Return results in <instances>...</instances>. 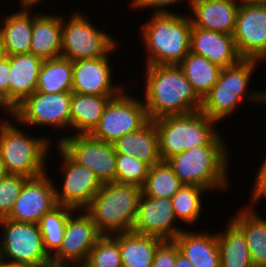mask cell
<instances>
[{"label":"cell","mask_w":266,"mask_h":267,"mask_svg":"<svg viewBox=\"0 0 266 267\" xmlns=\"http://www.w3.org/2000/svg\"><path fill=\"white\" fill-rule=\"evenodd\" d=\"M143 69V103L149 120L199 111L202 98L178 65H147ZM145 76V77H144Z\"/></svg>","instance_id":"1"},{"label":"cell","mask_w":266,"mask_h":267,"mask_svg":"<svg viewBox=\"0 0 266 267\" xmlns=\"http://www.w3.org/2000/svg\"><path fill=\"white\" fill-rule=\"evenodd\" d=\"M174 11L151 13V17L139 27L140 42L146 50V66L178 65L190 52V17Z\"/></svg>","instance_id":"2"},{"label":"cell","mask_w":266,"mask_h":267,"mask_svg":"<svg viewBox=\"0 0 266 267\" xmlns=\"http://www.w3.org/2000/svg\"><path fill=\"white\" fill-rule=\"evenodd\" d=\"M263 63L255 59H242L237 64L221 69L218 81L202 98L200 111L217 123L236 113L244 99L248 103L266 105V89L250 91V82ZM249 89V90H248ZM233 114V115H232Z\"/></svg>","instance_id":"3"},{"label":"cell","mask_w":266,"mask_h":267,"mask_svg":"<svg viewBox=\"0 0 266 267\" xmlns=\"http://www.w3.org/2000/svg\"><path fill=\"white\" fill-rule=\"evenodd\" d=\"M2 118L0 117V154L8 174L35 178L47 173V158L54 147L51 138L31 136V133L22 130L26 127H22L15 118L13 121L8 120V117Z\"/></svg>","instance_id":"4"},{"label":"cell","mask_w":266,"mask_h":267,"mask_svg":"<svg viewBox=\"0 0 266 267\" xmlns=\"http://www.w3.org/2000/svg\"><path fill=\"white\" fill-rule=\"evenodd\" d=\"M161 161L203 145H227L217 122L199 111L154 120Z\"/></svg>","instance_id":"5"},{"label":"cell","mask_w":266,"mask_h":267,"mask_svg":"<svg viewBox=\"0 0 266 267\" xmlns=\"http://www.w3.org/2000/svg\"><path fill=\"white\" fill-rule=\"evenodd\" d=\"M228 149V145L198 146L169 158L167 162L183 185L201 186L211 193L215 190L223 192L230 185L231 153Z\"/></svg>","instance_id":"6"},{"label":"cell","mask_w":266,"mask_h":267,"mask_svg":"<svg viewBox=\"0 0 266 267\" xmlns=\"http://www.w3.org/2000/svg\"><path fill=\"white\" fill-rule=\"evenodd\" d=\"M141 194L140 186L105 183L84 211L101 235L132 231Z\"/></svg>","instance_id":"7"},{"label":"cell","mask_w":266,"mask_h":267,"mask_svg":"<svg viewBox=\"0 0 266 267\" xmlns=\"http://www.w3.org/2000/svg\"><path fill=\"white\" fill-rule=\"evenodd\" d=\"M62 16V50L61 56L75 62L83 59H96L108 56L118 42L98 26L93 24L89 15L75 10L69 15ZM92 21V22H91Z\"/></svg>","instance_id":"8"},{"label":"cell","mask_w":266,"mask_h":267,"mask_svg":"<svg viewBox=\"0 0 266 267\" xmlns=\"http://www.w3.org/2000/svg\"><path fill=\"white\" fill-rule=\"evenodd\" d=\"M0 258L26 267H43L52 260L45 251L38 224L0 219Z\"/></svg>","instance_id":"9"},{"label":"cell","mask_w":266,"mask_h":267,"mask_svg":"<svg viewBox=\"0 0 266 267\" xmlns=\"http://www.w3.org/2000/svg\"><path fill=\"white\" fill-rule=\"evenodd\" d=\"M127 89L109 100L98 125L90 133L92 137L113 144L149 121L143 100L126 93Z\"/></svg>","instance_id":"10"},{"label":"cell","mask_w":266,"mask_h":267,"mask_svg":"<svg viewBox=\"0 0 266 267\" xmlns=\"http://www.w3.org/2000/svg\"><path fill=\"white\" fill-rule=\"evenodd\" d=\"M71 92L42 93L35 91L14 109V118L28 128L50 126L71 132ZM33 125V126H32Z\"/></svg>","instance_id":"11"},{"label":"cell","mask_w":266,"mask_h":267,"mask_svg":"<svg viewBox=\"0 0 266 267\" xmlns=\"http://www.w3.org/2000/svg\"><path fill=\"white\" fill-rule=\"evenodd\" d=\"M59 146L75 163L92 170L102 184L116 182V150L90 134L64 135L56 138ZM59 139V140H58Z\"/></svg>","instance_id":"12"},{"label":"cell","mask_w":266,"mask_h":267,"mask_svg":"<svg viewBox=\"0 0 266 267\" xmlns=\"http://www.w3.org/2000/svg\"><path fill=\"white\" fill-rule=\"evenodd\" d=\"M56 148L63 178L62 186L54 185L57 204L84 210L103 184L92 170L75 163L59 146Z\"/></svg>","instance_id":"13"},{"label":"cell","mask_w":266,"mask_h":267,"mask_svg":"<svg viewBox=\"0 0 266 267\" xmlns=\"http://www.w3.org/2000/svg\"><path fill=\"white\" fill-rule=\"evenodd\" d=\"M243 59L266 61V5L241 2L232 34Z\"/></svg>","instance_id":"14"},{"label":"cell","mask_w":266,"mask_h":267,"mask_svg":"<svg viewBox=\"0 0 266 267\" xmlns=\"http://www.w3.org/2000/svg\"><path fill=\"white\" fill-rule=\"evenodd\" d=\"M96 59H83L73 62L72 92L85 95L117 96L129 83L113 82L115 70L110 61L112 53ZM112 65V66H111Z\"/></svg>","instance_id":"15"},{"label":"cell","mask_w":266,"mask_h":267,"mask_svg":"<svg viewBox=\"0 0 266 267\" xmlns=\"http://www.w3.org/2000/svg\"><path fill=\"white\" fill-rule=\"evenodd\" d=\"M48 174L47 172L41 176L29 178L24 183L7 219L38 224L45 213L58 205L54 187L57 183Z\"/></svg>","instance_id":"16"},{"label":"cell","mask_w":266,"mask_h":267,"mask_svg":"<svg viewBox=\"0 0 266 267\" xmlns=\"http://www.w3.org/2000/svg\"><path fill=\"white\" fill-rule=\"evenodd\" d=\"M100 236L92 218L84 210H75L68 217L62 245L51 257L52 262L84 264Z\"/></svg>","instance_id":"17"},{"label":"cell","mask_w":266,"mask_h":267,"mask_svg":"<svg viewBox=\"0 0 266 267\" xmlns=\"http://www.w3.org/2000/svg\"><path fill=\"white\" fill-rule=\"evenodd\" d=\"M176 222L170 198H155L141 194L132 231L154 235L163 240H174L185 228H181Z\"/></svg>","instance_id":"18"},{"label":"cell","mask_w":266,"mask_h":267,"mask_svg":"<svg viewBox=\"0 0 266 267\" xmlns=\"http://www.w3.org/2000/svg\"><path fill=\"white\" fill-rule=\"evenodd\" d=\"M240 0H190L192 26L233 34Z\"/></svg>","instance_id":"19"},{"label":"cell","mask_w":266,"mask_h":267,"mask_svg":"<svg viewBox=\"0 0 266 267\" xmlns=\"http://www.w3.org/2000/svg\"><path fill=\"white\" fill-rule=\"evenodd\" d=\"M190 52L206 57L221 68L233 66L243 59L232 34L194 26L190 34Z\"/></svg>","instance_id":"20"},{"label":"cell","mask_w":266,"mask_h":267,"mask_svg":"<svg viewBox=\"0 0 266 267\" xmlns=\"http://www.w3.org/2000/svg\"><path fill=\"white\" fill-rule=\"evenodd\" d=\"M9 104L15 109L37 88L38 73L43 60L32 53L10 55Z\"/></svg>","instance_id":"21"},{"label":"cell","mask_w":266,"mask_h":267,"mask_svg":"<svg viewBox=\"0 0 266 267\" xmlns=\"http://www.w3.org/2000/svg\"><path fill=\"white\" fill-rule=\"evenodd\" d=\"M6 14L3 17L0 14V38L4 55L30 53L34 13L18 9Z\"/></svg>","instance_id":"22"},{"label":"cell","mask_w":266,"mask_h":267,"mask_svg":"<svg viewBox=\"0 0 266 267\" xmlns=\"http://www.w3.org/2000/svg\"><path fill=\"white\" fill-rule=\"evenodd\" d=\"M174 241L194 267H221L215 232L185 228Z\"/></svg>","instance_id":"23"},{"label":"cell","mask_w":266,"mask_h":267,"mask_svg":"<svg viewBox=\"0 0 266 267\" xmlns=\"http://www.w3.org/2000/svg\"><path fill=\"white\" fill-rule=\"evenodd\" d=\"M36 13V14H35ZM62 16L35 10L30 53L48 60L61 56Z\"/></svg>","instance_id":"24"},{"label":"cell","mask_w":266,"mask_h":267,"mask_svg":"<svg viewBox=\"0 0 266 267\" xmlns=\"http://www.w3.org/2000/svg\"><path fill=\"white\" fill-rule=\"evenodd\" d=\"M117 154L134 156L150 167L161 161L159 137L154 120H149L139 130L125 134L113 143Z\"/></svg>","instance_id":"25"},{"label":"cell","mask_w":266,"mask_h":267,"mask_svg":"<svg viewBox=\"0 0 266 267\" xmlns=\"http://www.w3.org/2000/svg\"><path fill=\"white\" fill-rule=\"evenodd\" d=\"M114 97L116 96L85 95L71 92V132L73 133L69 135L90 134L98 125L105 106Z\"/></svg>","instance_id":"26"},{"label":"cell","mask_w":266,"mask_h":267,"mask_svg":"<svg viewBox=\"0 0 266 267\" xmlns=\"http://www.w3.org/2000/svg\"><path fill=\"white\" fill-rule=\"evenodd\" d=\"M237 213V214H236ZM229 218L244 234L254 267L266 265V218L244 206Z\"/></svg>","instance_id":"27"},{"label":"cell","mask_w":266,"mask_h":267,"mask_svg":"<svg viewBox=\"0 0 266 267\" xmlns=\"http://www.w3.org/2000/svg\"><path fill=\"white\" fill-rule=\"evenodd\" d=\"M163 241L154 235L134 231L119 233V249L123 267H151L158 245Z\"/></svg>","instance_id":"28"},{"label":"cell","mask_w":266,"mask_h":267,"mask_svg":"<svg viewBox=\"0 0 266 267\" xmlns=\"http://www.w3.org/2000/svg\"><path fill=\"white\" fill-rule=\"evenodd\" d=\"M222 232H216L221 267H254L243 232L228 220Z\"/></svg>","instance_id":"29"},{"label":"cell","mask_w":266,"mask_h":267,"mask_svg":"<svg viewBox=\"0 0 266 267\" xmlns=\"http://www.w3.org/2000/svg\"><path fill=\"white\" fill-rule=\"evenodd\" d=\"M73 62L65 57L43 60L37 79V92H72Z\"/></svg>","instance_id":"30"},{"label":"cell","mask_w":266,"mask_h":267,"mask_svg":"<svg viewBox=\"0 0 266 267\" xmlns=\"http://www.w3.org/2000/svg\"><path fill=\"white\" fill-rule=\"evenodd\" d=\"M196 93L203 98L218 81L221 67L206 57L189 52L178 64Z\"/></svg>","instance_id":"31"},{"label":"cell","mask_w":266,"mask_h":267,"mask_svg":"<svg viewBox=\"0 0 266 267\" xmlns=\"http://www.w3.org/2000/svg\"><path fill=\"white\" fill-rule=\"evenodd\" d=\"M206 192L210 193L201 186L182 185L172 196V207L180 224L184 223V226L189 224L188 226L193 228L194 224L198 223L203 214V197Z\"/></svg>","instance_id":"32"},{"label":"cell","mask_w":266,"mask_h":267,"mask_svg":"<svg viewBox=\"0 0 266 267\" xmlns=\"http://www.w3.org/2000/svg\"><path fill=\"white\" fill-rule=\"evenodd\" d=\"M75 209L57 205L45 213L38 223L43 238L45 251L52 257L61 247L68 217Z\"/></svg>","instance_id":"33"},{"label":"cell","mask_w":266,"mask_h":267,"mask_svg":"<svg viewBox=\"0 0 266 267\" xmlns=\"http://www.w3.org/2000/svg\"><path fill=\"white\" fill-rule=\"evenodd\" d=\"M182 185L168 162L160 161L149 168L141 190L145 196L171 199Z\"/></svg>","instance_id":"34"},{"label":"cell","mask_w":266,"mask_h":267,"mask_svg":"<svg viewBox=\"0 0 266 267\" xmlns=\"http://www.w3.org/2000/svg\"><path fill=\"white\" fill-rule=\"evenodd\" d=\"M84 267H123L119 249V233L101 235L90 250Z\"/></svg>","instance_id":"35"},{"label":"cell","mask_w":266,"mask_h":267,"mask_svg":"<svg viewBox=\"0 0 266 267\" xmlns=\"http://www.w3.org/2000/svg\"><path fill=\"white\" fill-rule=\"evenodd\" d=\"M150 166L134 156L116 154V183L142 187Z\"/></svg>","instance_id":"36"},{"label":"cell","mask_w":266,"mask_h":267,"mask_svg":"<svg viewBox=\"0 0 266 267\" xmlns=\"http://www.w3.org/2000/svg\"><path fill=\"white\" fill-rule=\"evenodd\" d=\"M28 179L23 175L8 174L0 180V219L9 216L15 200Z\"/></svg>","instance_id":"37"},{"label":"cell","mask_w":266,"mask_h":267,"mask_svg":"<svg viewBox=\"0 0 266 267\" xmlns=\"http://www.w3.org/2000/svg\"><path fill=\"white\" fill-rule=\"evenodd\" d=\"M178 251L174 240H163L157 247L151 267H175Z\"/></svg>","instance_id":"38"},{"label":"cell","mask_w":266,"mask_h":267,"mask_svg":"<svg viewBox=\"0 0 266 267\" xmlns=\"http://www.w3.org/2000/svg\"><path fill=\"white\" fill-rule=\"evenodd\" d=\"M183 2L187 3L186 5L189 8L188 4H190V0H131V3L129 2L130 6L128 8L131 7L136 10L152 9V14L174 13V11H170L173 9V7L171 6L175 7L176 5H180Z\"/></svg>","instance_id":"39"},{"label":"cell","mask_w":266,"mask_h":267,"mask_svg":"<svg viewBox=\"0 0 266 267\" xmlns=\"http://www.w3.org/2000/svg\"><path fill=\"white\" fill-rule=\"evenodd\" d=\"M256 171L255 182L250 191V203L245 205L249 210L254 212H258L255 209L257 204L266 198V170L257 169Z\"/></svg>","instance_id":"40"},{"label":"cell","mask_w":266,"mask_h":267,"mask_svg":"<svg viewBox=\"0 0 266 267\" xmlns=\"http://www.w3.org/2000/svg\"><path fill=\"white\" fill-rule=\"evenodd\" d=\"M9 71H10V61L9 56H3L0 59V94L9 103Z\"/></svg>","instance_id":"41"},{"label":"cell","mask_w":266,"mask_h":267,"mask_svg":"<svg viewBox=\"0 0 266 267\" xmlns=\"http://www.w3.org/2000/svg\"><path fill=\"white\" fill-rule=\"evenodd\" d=\"M0 110L2 111V116L6 114L11 119L14 118V109L10 106L7 100L0 94Z\"/></svg>","instance_id":"42"},{"label":"cell","mask_w":266,"mask_h":267,"mask_svg":"<svg viewBox=\"0 0 266 267\" xmlns=\"http://www.w3.org/2000/svg\"><path fill=\"white\" fill-rule=\"evenodd\" d=\"M44 0H19V10H28V11H32V9L34 10V8L38 7L40 5L41 2H43ZM39 4V5H38Z\"/></svg>","instance_id":"43"},{"label":"cell","mask_w":266,"mask_h":267,"mask_svg":"<svg viewBox=\"0 0 266 267\" xmlns=\"http://www.w3.org/2000/svg\"><path fill=\"white\" fill-rule=\"evenodd\" d=\"M175 267H194L193 264L180 251L177 252Z\"/></svg>","instance_id":"44"},{"label":"cell","mask_w":266,"mask_h":267,"mask_svg":"<svg viewBox=\"0 0 266 267\" xmlns=\"http://www.w3.org/2000/svg\"><path fill=\"white\" fill-rule=\"evenodd\" d=\"M43 267H84V264L55 263L51 261Z\"/></svg>","instance_id":"45"},{"label":"cell","mask_w":266,"mask_h":267,"mask_svg":"<svg viewBox=\"0 0 266 267\" xmlns=\"http://www.w3.org/2000/svg\"><path fill=\"white\" fill-rule=\"evenodd\" d=\"M0 267H26L21 264H16L14 262H9L0 258Z\"/></svg>","instance_id":"46"},{"label":"cell","mask_w":266,"mask_h":267,"mask_svg":"<svg viewBox=\"0 0 266 267\" xmlns=\"http://www.w3.org/2000/svg\"><path fill=\"white\" fill-rule=\"evenodd\" d=\"M8 175V172L6 171L4 161L2 160L1 154H0V180Z\"/></svg>","instance_id":"47"},{"label":"cell","mask_w":266,"mask_h":267,"mask_svg":"<svg viewBox=\"0 0 266 267\" xmlns=\"http://www.w3.org/2000/svg\"><path fill=\"white\" fill-rule=\"evenodd\" d=\"M258 167L259 169L266 170V155H265L264 160L261 162V165Z\"/></svg>","instance_id":"48"},{"label":"cell","mask_w":266,"mask_h":267,"mask_svg":"<svg viewBox=\"0 0 266 267\" xmlns=\"http://www.w3.org/2000/svg\"><path fill=\"white\" fill-rule=\"evenodd\" d=\"M240 2H257V3H264L265 0H240Z\"/></svg>","instance_id":"49"},{"label":"cell","mask_w":266,"mask_h":267,"mask_svg":"<svg viewBox=\"0 0 266 267\" xmlns=\"http://www.w3.org/2000/svg\"><path fill=\"white\" fill-rule=\"evenodd\" d=\"M5 56L4 55V52H3V47H2V44H1V38H0V59Z\"/></svg>","instance_id":"50"}]
</instances>
